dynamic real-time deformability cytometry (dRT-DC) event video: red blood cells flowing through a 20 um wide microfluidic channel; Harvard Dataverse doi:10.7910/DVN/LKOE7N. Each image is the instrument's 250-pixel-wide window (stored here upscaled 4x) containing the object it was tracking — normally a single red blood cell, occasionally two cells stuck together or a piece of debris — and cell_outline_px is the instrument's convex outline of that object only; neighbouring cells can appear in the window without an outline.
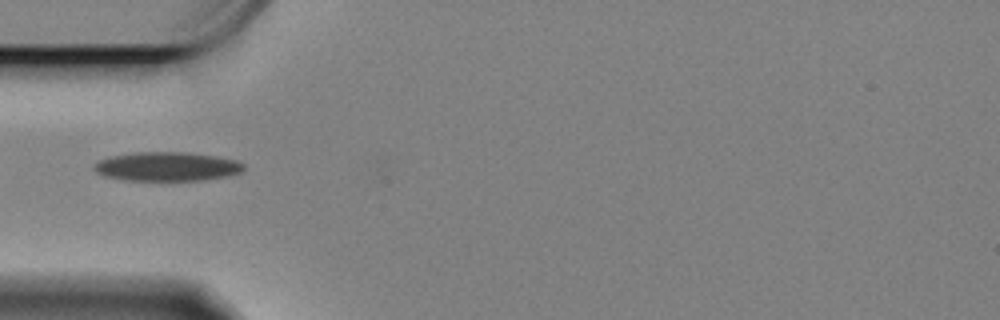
{"species": "Egyptian fruit bat (a non-hibernating species)", "species_latin": "Rousettus aegyptiacus", "temperature_condition": "cold", "stored_images_in_passage": 42, "camera_frame_rate_fps": 3000, "um_per_image_px": 0.085, "animal": {"sex": "female"}, "frame": {"image": 1, "passage_image": 1, "time_ms": 0.0, "image_size_px": [1000, 320], "cell_outline_px": [[244, 172], [228, 176], [200, 180], [128, 180], [108, 176], [96, 172], [92, 168], [100, 160], [112, 156], [136, 152], [184, 152], [216, 156], [236, 160], [244, 164]], "centroid_in_image_um": [14.25, 14.15], "position_along_channel_um": 70.7, "area_um2": 25.09}}
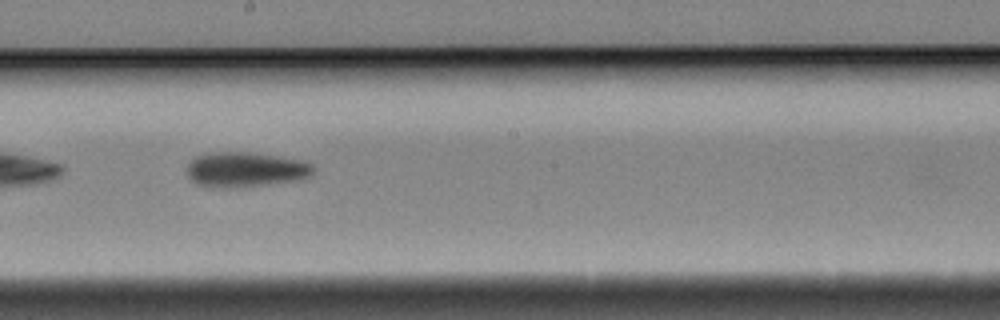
{"frame": {"image": 2, "passage_image": 15, "time_ms": 4.667, "image_size_px": [1000, 320], "cell_outline_px": [[316, 168], [312, 176], [304, 180], [268, 184], [228, 188], [196, 184], [188, 176], [188, 164], [196, 156], [212, 152], [248, 152], [276, 156], [300, 160], [312, 164]], "centroid_in_image_um": [20.93, 14.41], "position_along_channel_um": 227.3, "area_um2": 25.78}}
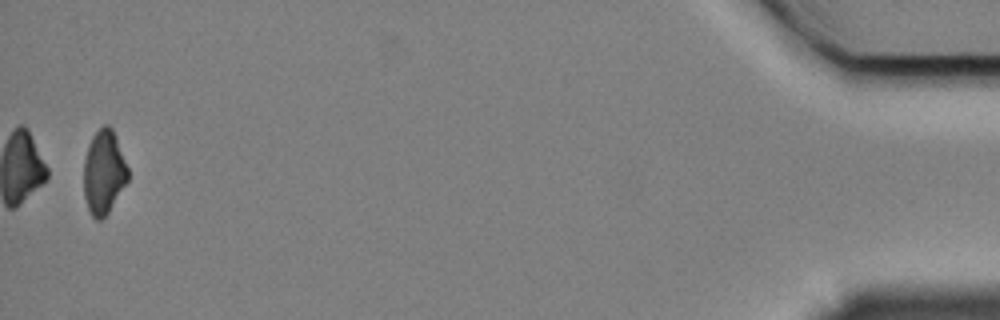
{"frame": {"image": 3, "passage_image": 41, "time_ms": 13.333, "image_size_px": [1000, 320], "cell_outline_px": [[128, 180], [108, 212], [100, 220], [96, 220], [92, 216], [88, 208], [84, 196], [84, 160], [92, 136], [104, 124], [108, 124], [112, 128], [116, 136], [128, 168]], "centroid_in_image_um": [8.82, 14.62], "position_along_channel_um": 426.4, "area_um2": 21.39}}